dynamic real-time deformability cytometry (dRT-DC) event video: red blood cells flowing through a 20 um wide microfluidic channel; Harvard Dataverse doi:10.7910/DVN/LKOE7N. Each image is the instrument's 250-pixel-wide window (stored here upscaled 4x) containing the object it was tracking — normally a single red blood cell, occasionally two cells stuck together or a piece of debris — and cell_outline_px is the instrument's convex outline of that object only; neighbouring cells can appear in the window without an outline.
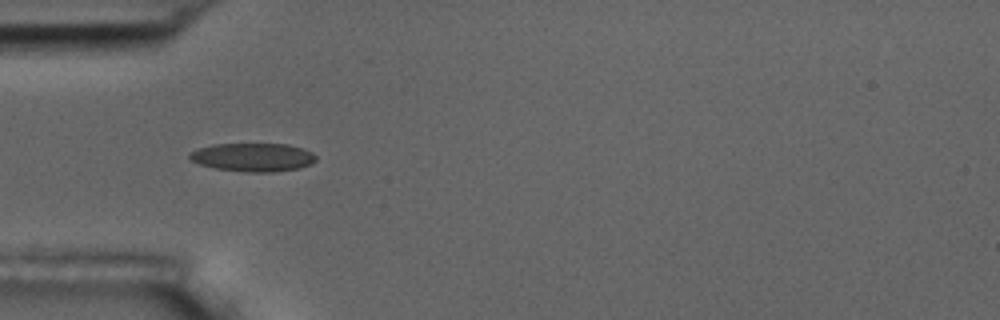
{"species": "common noctule bat (a hibernating species)", "species_latin": "Nyctalus noctula", "temperature_condition": "room temperature", "stored_images_in_passage": 5, "camera_frame_rate_fps": 3000, "um_per_image_px": 0.085, "animal": {"sex": "male", "body_mass_g": 17.5, "forearm_length_mm": 52.3}, "frame": {"image": 1, "passage_image": 4, "time_ms": 3.667, "image_size_px": [1000, 320], "cell_outline_px": [[316, 160], [312, 164], [300, 168], [272, 172], [248, 172], [216, 168], [200, 164], [192, 160], [188, 156], [188, 152], [196, 148], [212, 144], [288, 144], [304, 148], [312, 152], [316, 156]], "centroid_in_image_um": [21.51, 13.35], "position_along_channel_um": 63.5, "area_um2": 21.1}}